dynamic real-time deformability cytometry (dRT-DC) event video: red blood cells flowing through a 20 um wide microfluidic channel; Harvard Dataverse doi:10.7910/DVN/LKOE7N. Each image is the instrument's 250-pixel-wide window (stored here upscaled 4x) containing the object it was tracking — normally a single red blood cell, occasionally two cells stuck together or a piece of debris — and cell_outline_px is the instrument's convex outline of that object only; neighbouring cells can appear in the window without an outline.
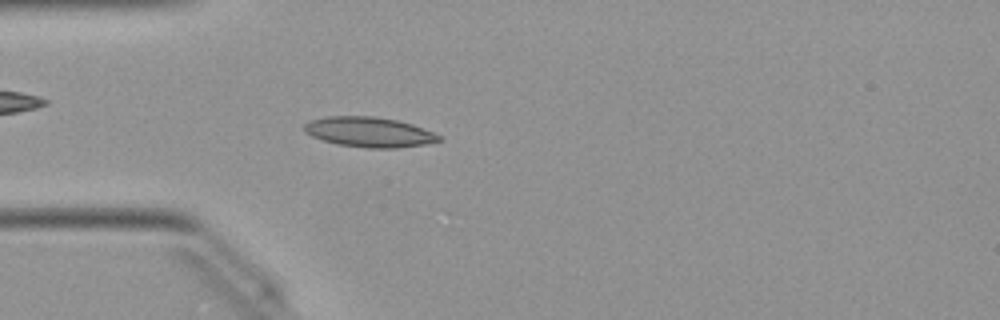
{"species": "Egyptian fruit bat (a non-hibernating species)", "species_latin": "Rousettus aegyptiacus", "temperature_condition": "warm", "stored_images_in_passage": 46, "camera_frame_rate_fps": 3000, "um_per_image_px": 0.085, "animal": {"sex": "female"}, "frame": {"image": 1, "passage_image": 10, "time_ms": 3.0, "image_size_px": [1000, 320], "cell_outline_px": [[440, 140], [424, 144], [396, 148], [368, 148], [336, 144], [312, 136], [304, 128], [304, 124], [312, 120], [328, 116], [372, 116], [396, 120], [412, 124], [432, 132], [440, 136]], "centroid_in_image_um": [31.37, 11.22], "position_along_channel_um": 53.6, "area_um2": 23.18}}
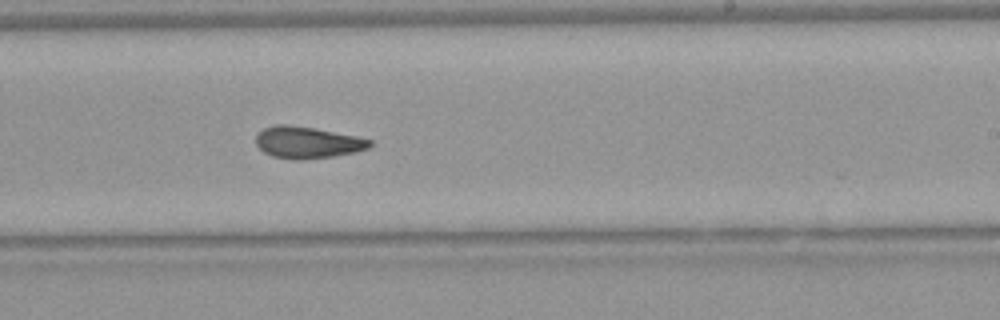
{"frame": {"image": 2, "passage_image": 26, "time_ms": 8.333, "image_size_px": [1000, 320], "cell_outline_px": [[372, 144], [368, 148], [356, 152], [332, 156], [300, 160], [292, 160], [272, 156], [264, 152], [256, 144], [256, 136], [264, 128], [276, 124], [288, 124], [312, 128], [356, 136], [372, 140]], "centroid_in_image_um": [26.11, 12.11], "position_along_channel_um": 262.9, "area_um2": 20.92}}
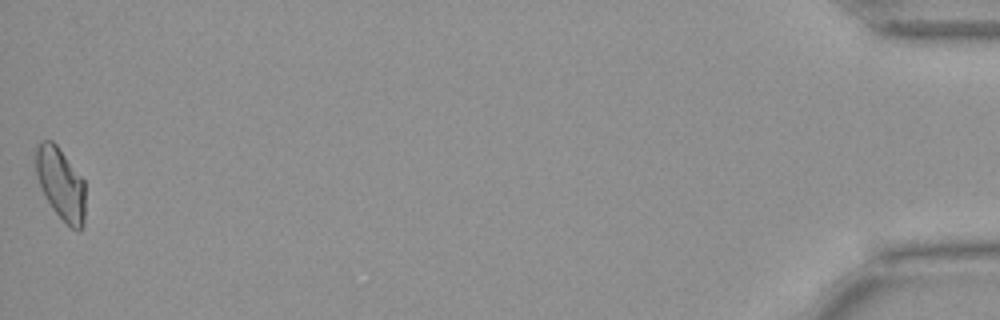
{"frame": {"image": 3, "passage_image": 46, "time_ms": 15.0, "image_size_px": [1000, 320], "cell_outline_px": [[84, 224], [80, 232], [76, 232], [52, 208], [40, 188], [36, 172], [36, 148], [40, 140], [52, 140], [56, 144], [84, 180]], "centroid_in_image_um": [5.16, 15.62], "position_along_channel_um": 430.0, "area_um2": 20.63}, "authors_computed_cell_mechanics": {"area_um2": 21.0392, "velocity_mm_per_s": 4.0395, "shape_relaxation_time_tau1_ms": 11.2797, "shape_relaxation_time_tau2_ms": 3.6501, "deformation_change_tau1": 0.2246, "deformation_change_tau2": 0.1044}}